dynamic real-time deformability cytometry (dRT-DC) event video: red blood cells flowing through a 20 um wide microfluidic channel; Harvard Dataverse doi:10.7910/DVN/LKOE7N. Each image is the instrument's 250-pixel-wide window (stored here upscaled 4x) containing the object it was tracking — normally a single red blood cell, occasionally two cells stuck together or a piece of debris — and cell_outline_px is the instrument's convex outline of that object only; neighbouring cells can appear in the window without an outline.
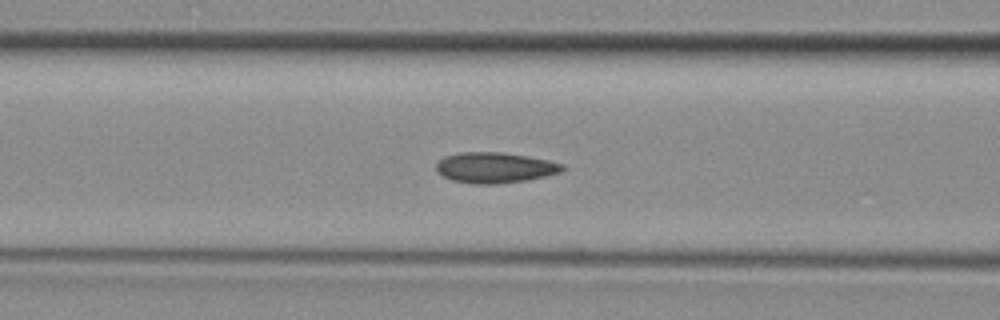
{"species": "common noctule bat (a hibernating species)", "species_latin": "Nyctalus noctula", "temperature_condition": "room temperature", "stored_images_in_passage": 4, "camera_frame_rate_fps": 3000, "um_per_image_px": 0.085, "animal": {"sex": "female", "body_mass_g": 29.2, "forearm_length_mm": 56.3}, "frame": {"image": 1, "passage_image": 4, "time_ms": 1.0, "image_size_px": [1000, 320], "cell_outline_px": [[564, 168], [560, 172], [528, 180], [496, 184], [472, 184], [452, 180], [444, 176], [436, 168], [436, 164], [444, 156], [460, 152], [504, 152], [528, 156], [548, 160], [564, 164]], "centroid_in_image_um": [42.07, 14.24], "position_along_channel_um": 124.5, "area_um2": 22.48}}